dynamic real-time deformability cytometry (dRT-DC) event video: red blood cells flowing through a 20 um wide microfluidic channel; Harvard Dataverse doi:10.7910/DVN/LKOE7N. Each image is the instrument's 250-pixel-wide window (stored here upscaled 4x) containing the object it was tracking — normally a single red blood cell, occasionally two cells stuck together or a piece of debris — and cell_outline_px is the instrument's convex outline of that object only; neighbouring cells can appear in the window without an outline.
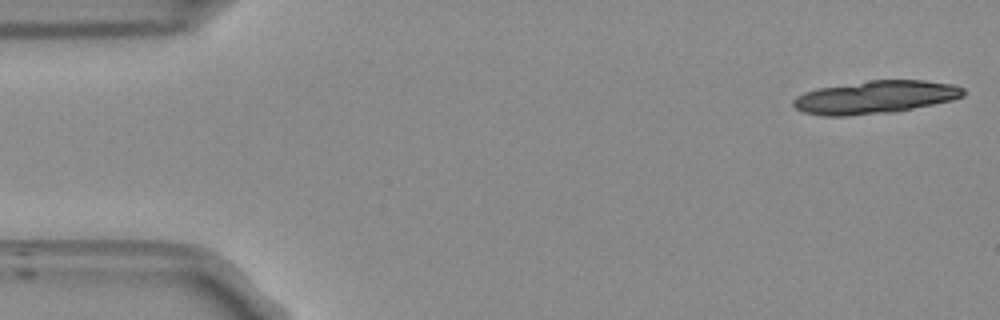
{"species": "Egyptian fruit bat (a non-hibernating species)", "species_latin": "Rousettus aegyptiacus", "temperature_condition": "room temperature", "stored_images_in_passage": 16, "camera_frame_rate_fps": 3000, "um_per_image_px": 0.085, "frame": {"image": 1, "passage_image": 1, "time_ms": 0.0, "image_size_px": [1000, 320], "cell_outline_px": [[964, 96], [952, 100], [896, 112], [848, 116], [820, 116], [804, 112], [796, 108], [792, 104], [792, 100], [796, 96], [804, 92], [816, 88], [872, 80], [924, 80], [956, 84], [964, 88]], "centroid_in_image_um": [74.39, 8.26], "position_along_channel_um": 10.6, "area_um2": 32.95}}